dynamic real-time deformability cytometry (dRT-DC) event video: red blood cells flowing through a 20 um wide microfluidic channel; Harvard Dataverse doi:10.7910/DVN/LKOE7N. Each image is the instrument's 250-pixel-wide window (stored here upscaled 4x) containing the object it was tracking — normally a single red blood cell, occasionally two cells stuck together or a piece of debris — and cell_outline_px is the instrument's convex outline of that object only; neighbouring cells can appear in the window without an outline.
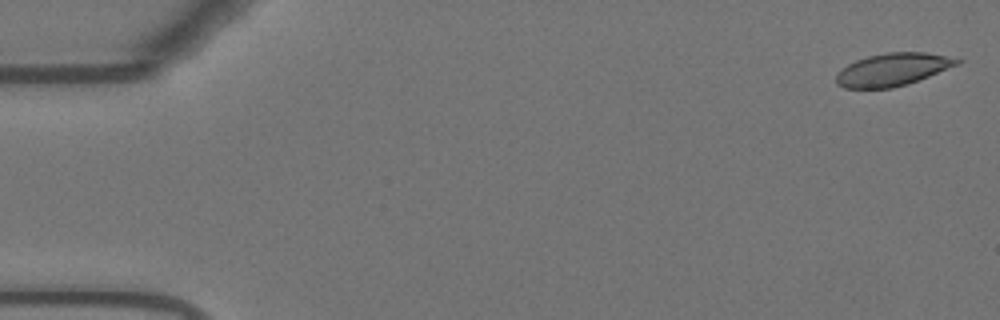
{"species": "Egyptian fruit bat (a non-hibernating species)", "species_latin": "Rousettus aegyptiacus", "temperature_condition": "warm", "stored_images_in_passage": 30, "camera_frame_rate_fps": 3000, "um_per_image_px": 0.085, "animal": {"sex": "female"}, "frame": {"image": 1, "passage_image": 1, "time_ms": 0.0, "image_size_px": [1000, 320], "cell_outline_px": [[964, 60], [960, 64], [908, 84], [892, 88], [844, 88], [836, 84], [836, 76], [848, 64], [856, 60], [868, 56], [888, 52], [924, 52]], "centroid_in_image_um": [75.89, 5.91], "position_along_channel_um": 9.1, "area_um2": 22.83}}
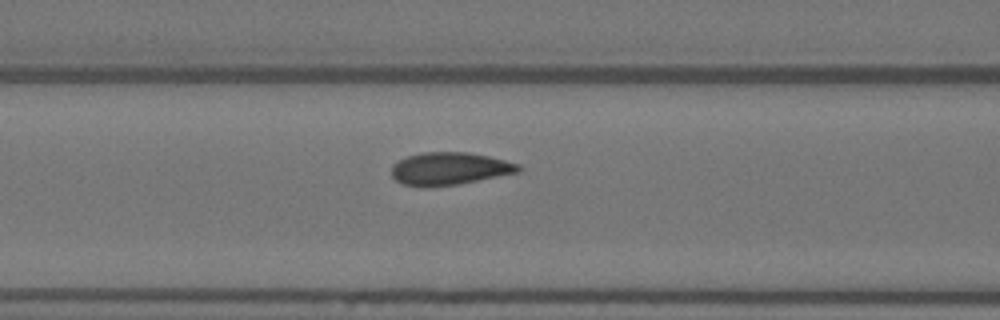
{"frame": {"image": 2, "passage_image": 22, "time_ms": 7.0, "image_size_px": [1000, 320], "cell_outline_px": [[524, 168], [520, 172], [456, 184], [404, 184], [396, 180], [392, 176], [392, 164], [408, 156], [424, 152], [468, 152], [488, 156], [520, 164]], "centroid_in_image_um": [38.28, 14.29], "position_along_channel_um": 128.3, "area_um2": 23.35}}
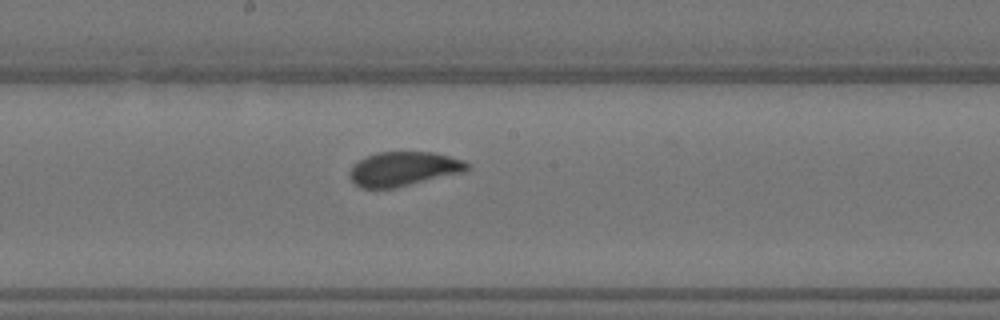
{"frame": {"image": 3, "passage_image": 29, "time_ms": 9.333, "image_size_px": [1000, 320], "cell_outline_px": [[472, 164], [464, 172], [392, 188], [360, 188], [348, 176], [348, 172], [352, 164], [376, 152], [436, 152], [464, 160]], "centroid_in_image_um": [34.3, 14.34], "position_along_channel_um": 213.9, "area_um2": 23.52}}